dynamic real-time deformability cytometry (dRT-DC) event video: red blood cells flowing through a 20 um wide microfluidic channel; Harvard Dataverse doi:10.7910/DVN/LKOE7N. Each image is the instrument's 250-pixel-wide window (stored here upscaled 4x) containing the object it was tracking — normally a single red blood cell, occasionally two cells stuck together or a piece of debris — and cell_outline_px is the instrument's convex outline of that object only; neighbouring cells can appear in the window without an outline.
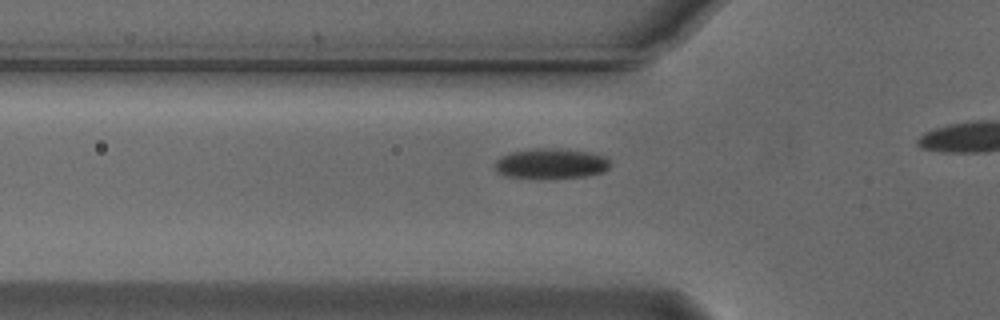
{"species": "Egyptian fruit bat (a non-hibernating species)", "species_latin": "Rousettus aegyptiacus", "temperature_condition": "cold", "stored_images_in_passage": 16, "camera_frame_rate_fps": 3000, "um_per_image_px": 0.085, "animal": {"sex": "male"}, "frame": {"image": 1, "passage_image": 7, "time_ms": 2.0, "image_size_px": [1000, 320], "cell_outline_px": [[612, 164], [604, 172], [584, 176], [544, 180], [540, 180], [504, 176], [496, 172], [496, 160], [500, 156], [512, 152], [532, 148], [560, 148], [592, 152], [604, 156]], "centroid_in_image_um": [46.82, 13.92], "position_along_channel_um": 79.0, "area_um2": 21.04}}
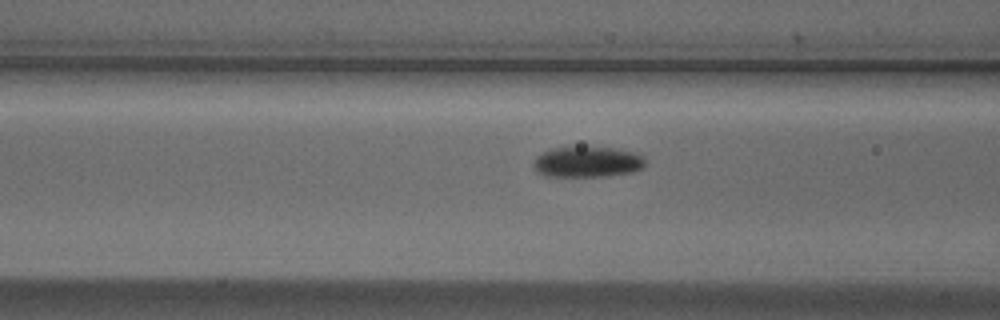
{"frame": {"image": 2, "passage_image": 10, "time_ms": 3.0, "image_size_px": [1000, 320], "cell_outline_px": [[644, 168], [632, 172], [608, 176], [548, 176], [536, 172], [532, 164], [536, 156], [552, 148], [612, 148], [636, 152], [644, 156]], "centroid_in_image_um": [49.94, 13.78], "position_along_channel_um": 116.7, "area_um2": 19.88}}
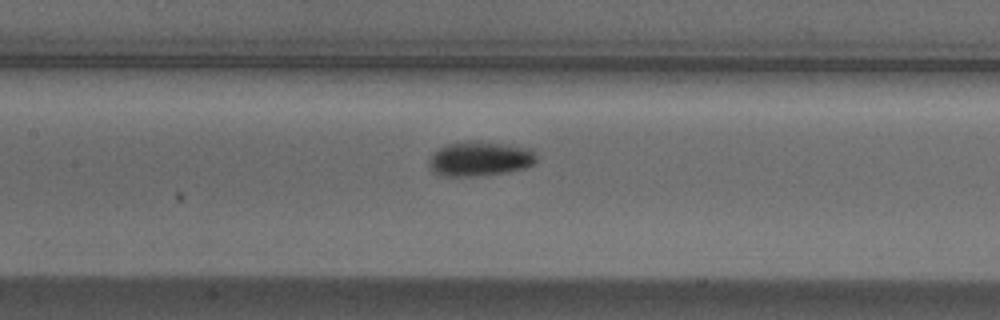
{"frame": {"image": 3, "passage_image": 14, "time_ms": 4.333, "image_size_px": [1000, 320], "cell_outline_px": [[536, 160], [532, 164], [524, 168], [504, 172], [472, 176], [444, 176], [432, 172], [428, 164], [428, 160], [436, 148], [448, 144], [468, 140], [480, 140], [532, 148], [536, 156]], "centroid_in_image_um": [40.74, 13.47], "position_along_channel_um": 166.7, "area_um2": 21.91}}